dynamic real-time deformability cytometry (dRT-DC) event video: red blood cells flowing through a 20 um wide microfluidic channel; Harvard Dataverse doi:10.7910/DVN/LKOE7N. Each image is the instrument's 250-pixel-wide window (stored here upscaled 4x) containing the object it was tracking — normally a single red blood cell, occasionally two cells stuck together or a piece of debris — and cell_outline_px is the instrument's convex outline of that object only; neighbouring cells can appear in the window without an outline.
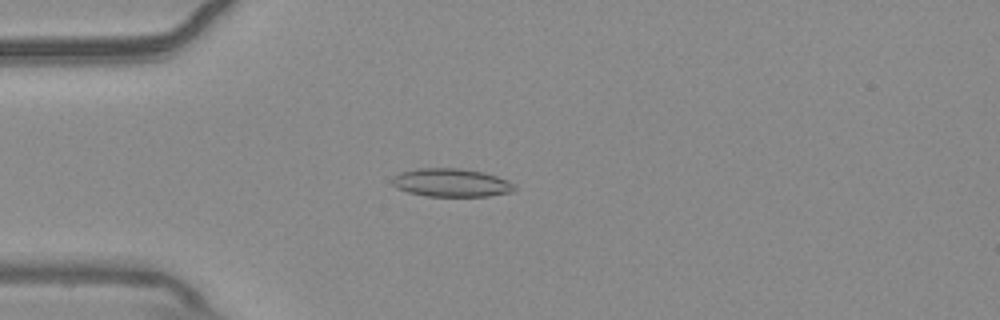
{"species": "common noctule bat (a hibernating species)", "species_latin": "Nyctalus noctula", "temperature_condition": "warm", "stored_images_in_passage": 55, "camera_frame_rate_fps": 3000, "um_per_image_px": 0.085, "animal": {"sex": "male", "body_mass_g": 20.4}, "frame": {"image": 1, "passage_image": 15, "time_ms": 4.667, "image_size_px": [1000, 320], "cell_outline_px": [[516, 188], [512, 192], [488, 196], [424, 196], [408, 192], [396, 188], [392, 184], [392, 176], [400, 172], [416, 168], [460, 168], [484, 172], [508, 180], [516, 184]], "centroid_in_image_um": [38.35, 15.52], "position_along_channel_um": 46.7, "area_um2": 20.4}}
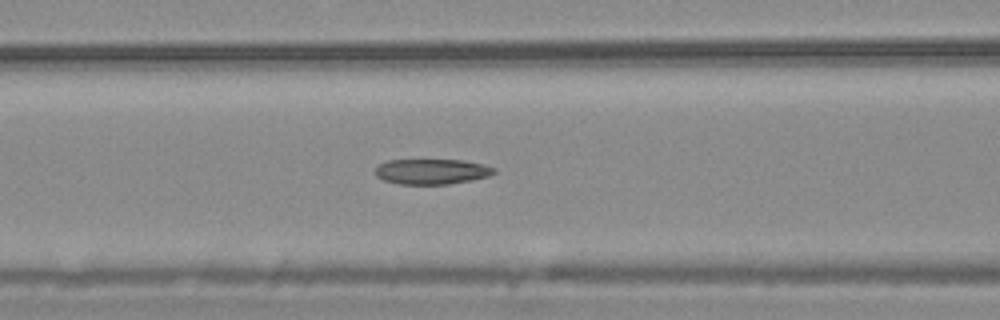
{"frame": {"image": 2, "passage_image": 23, "time_ms": 7.333, "image_size_px": [1000, 320], "cell_outline_px": [[496, 172], [488, 176], [472, 180], [448, 184], [400, 184], [384, 180], [376, 176], [376, 168], [380, 164], [388, 160], [464, 160], [484, 164], [496, 168]], "centroid_in_image_um": [36.73, 14.58], "position_along_channel_um": 129.9, "area_um2": 17.51}}
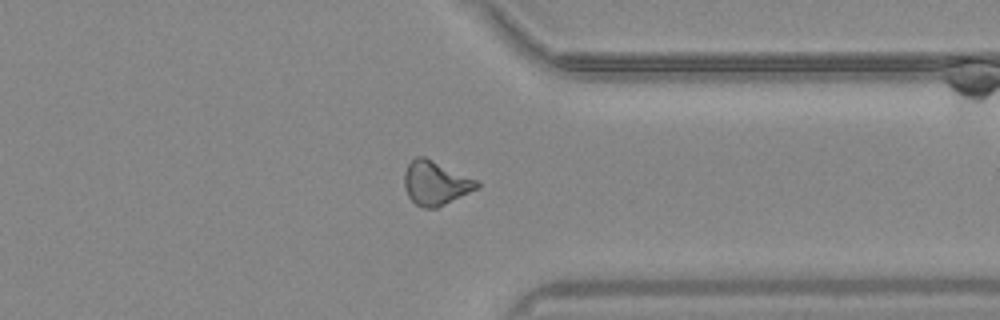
{"frame": {"image": 3, "passage_image": 43, "time_ms": 14.0, "image_size_px": [1000, 320], "cell_outline_px": [[480, 188], [436, 208], [424, 208], [416, 204], [408, 196], [404, 188], [404, 172], [408, 164], [416, 156], [424, 156], [476, 180], [480, 184]], "centroid_in_image_um": [37.0, 15.56], "position_along_channel_um": 374.4, "area_um2": 18.5}, "authors_computed_cell_mechanics": {"area_um2": 18.496, "velocity_mm_per_s": 3.7049, "shape_relaxation_time_tau1_ms": null, "shape_relaxation_time_tau2_ms": 5.4443, "deformation_change_tau1": null, "deformation_change_tau2": 0.1278}}